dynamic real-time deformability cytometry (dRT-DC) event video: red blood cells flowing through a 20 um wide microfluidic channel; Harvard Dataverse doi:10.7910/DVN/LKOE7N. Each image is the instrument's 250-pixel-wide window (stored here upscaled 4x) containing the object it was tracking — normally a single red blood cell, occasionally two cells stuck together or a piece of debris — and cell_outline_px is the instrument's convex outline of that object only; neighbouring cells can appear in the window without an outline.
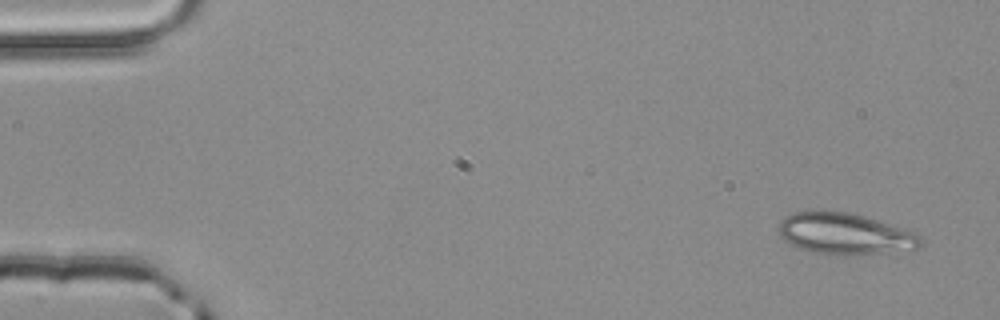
{"species": "common noctule bat (a hibernating species)", "species_latin": "Nyctalus noctula", "temperature_condition": "room temperature", "stored_images_in_passage": 3, "camera_frame_rate_fps": 3000, "um_per_image_px": 0.085, "animal": {"sex": "male", "body_mass_g": 20.4}, "frame": {"image": 1, "passage_image": 1, "time_ms": 0.0, "image_size_px": [1000, 320], "cell_outline_px": [[924, 244], [912, 252], [856, 256], [836, 256], [816, 252], [800, 248], [784, 240], [780, 236], [780, 220], [784, 216], [792, 212], [820, 208], [824, 208], [852, 212], [912, 232], [920, 236], [924, 240]], "centroid_in_image_um": [71.86, 19.88], "position_along_channel_um": 13.1, "area_um2": 35.66}}